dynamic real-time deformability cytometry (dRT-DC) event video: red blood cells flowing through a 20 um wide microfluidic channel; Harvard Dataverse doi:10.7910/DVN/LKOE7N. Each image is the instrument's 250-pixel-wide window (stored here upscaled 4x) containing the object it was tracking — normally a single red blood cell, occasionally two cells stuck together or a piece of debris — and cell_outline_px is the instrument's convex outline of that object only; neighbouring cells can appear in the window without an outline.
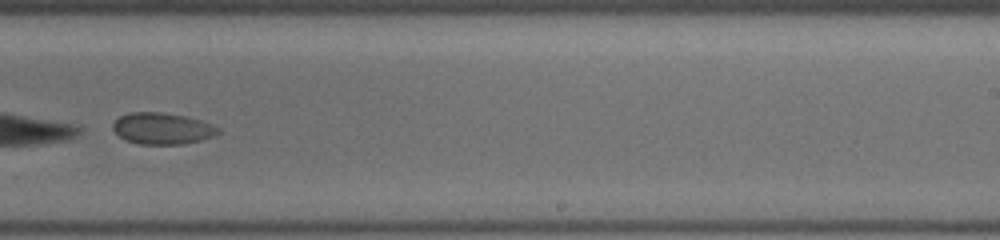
{"species": "common noctule bat (a hibernating species)", "species_latin": "Nyctalus noctula", "temperature_condition": "cold", "stored_images_in_passage": 20, "camera_frame_rate_fps": 3000, "um_per_image_px": 0.085, "animal": {"sex": "female", "body_mass_g": 19.5, "forearm_length_mm": 54.1}, "frame": {"image": 1, "passage_image": 20, "time_ms": 9.667, "image_size_px": [1000, 240], "cell_outline_px": [[220, 132], [212, 136], [200, 140], [184, 144], [140, 144], [124, 140], [112, 128], [112, 124], [120, 116], [128, 112], [160, 112], [184, 116], [200, 120], [212, 124], [220, 128]], "centroid_in_image_um": [13.78, 10.92], "position_along_channel_um": 275.2, "area_um2": 19.25}}